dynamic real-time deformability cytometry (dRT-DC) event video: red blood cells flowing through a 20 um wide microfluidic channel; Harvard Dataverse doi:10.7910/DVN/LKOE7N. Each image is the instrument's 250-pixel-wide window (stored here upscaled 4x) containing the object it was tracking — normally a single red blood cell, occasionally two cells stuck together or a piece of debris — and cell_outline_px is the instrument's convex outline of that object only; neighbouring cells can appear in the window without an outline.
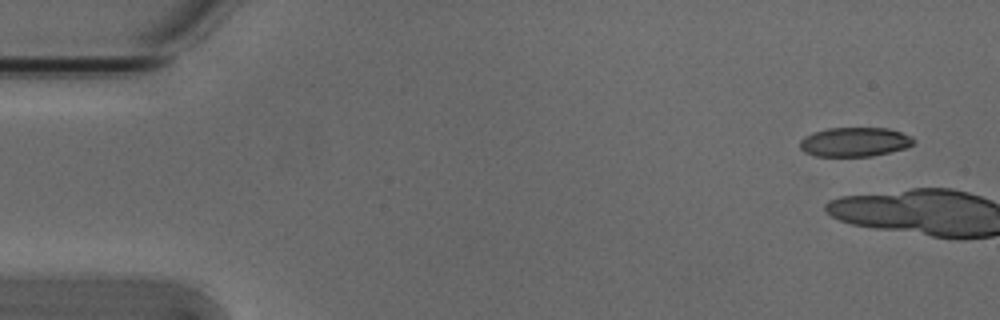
{"species": "Egyptian fruit bat (a non-hibernating species)", "species_latin": "Rousettus aegyptiacus", "temperature_condition": "cold", "stored_images_in_passage": 6, "camera_frame_rate_fps": 3000, "um_per_image_px": 0.085, "animal": {"sex": "male"}, "frame": {"image": 1, "passage_image": 1, "time_ms": 0.0, "image_size_px": [1000, 320], "cell_outline_px": [[916, 140], [908, 148], [872, 156], [816, 156], [804, 152], [800, 148], [800, 140], [804, 136], [812, 132], [828, 128], [888, 128], [912, 136]], "centroid_in_image_um": [72.65, 12.06], "position_along_channel_um": 12.3, "area_um2": 19.54}}